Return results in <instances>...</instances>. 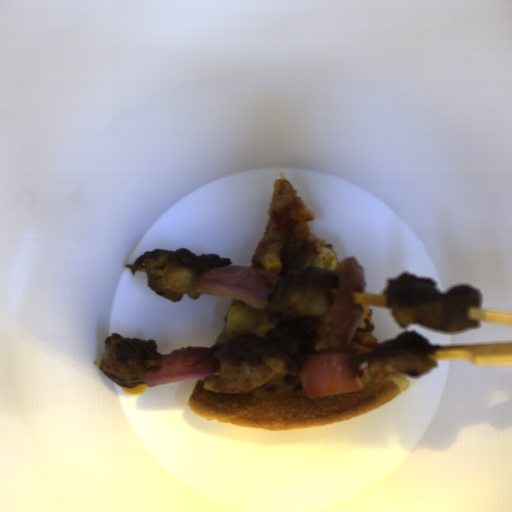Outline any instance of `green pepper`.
Here are the masks:
<instances>
[{"instance_id":"372bd49c","label":"green pepper","mask_w":512,"mask_h":512,"mask_svg":"<svg viewBox=\"0 0 512 512\" xmlns=\"http://www.w3.org/2000/svg\"><path fill=\"white\" fill-rule=\"evenodd\" d=\"M310 240L307 239H298L289 259V264L293 267L294 270L301 271L302 268H306L309 252H308V246H309Z\"/></svg>"}]
</instances>
